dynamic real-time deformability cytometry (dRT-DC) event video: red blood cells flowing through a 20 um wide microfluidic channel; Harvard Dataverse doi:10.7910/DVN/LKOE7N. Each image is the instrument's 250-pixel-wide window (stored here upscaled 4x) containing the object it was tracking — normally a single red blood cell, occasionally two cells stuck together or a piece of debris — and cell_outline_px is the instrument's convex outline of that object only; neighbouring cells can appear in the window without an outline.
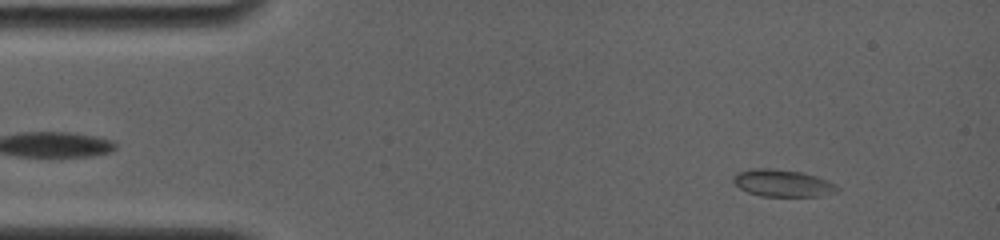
{"species": "common noctule bat (a hibernating species)", "species_latin": "Nyctalus noctula", "temperature_condition": "room temperature", "stored_images_in_passage": 29, "camera_frame_rate_fps": 4000, "um_per_image_px": 0.085, "animal": {"sex": "female", "body_mass_g": 19.0, "forearm_length_mm": 56.7}, "frame": {"image": 1, "passage_image": 2, "time_ms": 0.5, "image_size_px": [1000, 240], "cell_outline_px": [[840, 192], [820, 196], [760, 196], [748, 192], [740, 188], [732, 180], [732, 176], [736, 172], [752, 168], [772, 168], [804, 172], [828, 180], [836, 184], [840, 188]], "centroid_in_image_um": [66.55, 15.56], "position_along_channel_um": 18.4, "area_um2": 16.76}}
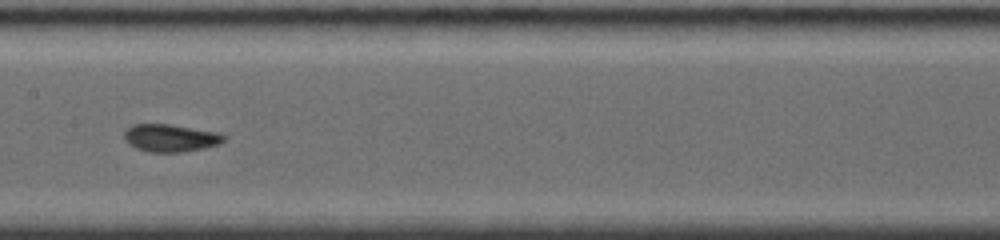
{"frame": {"image": 2, "passage_image": 14, "time_ms": 7.0, "image_size_px": [1000, 240], "cell_outline_px": [[228, 136], [220, 144], [204, 148], [180, 152], [148, 152], [136, 148], [128, 144], [124, 140], [124, 132], [132, 124], [168, 124], [220, 132]], "centroid_in_image_um": [14.51, 11.72], "position_along_channel_um": 192.9, "area_um2": 16.18}}
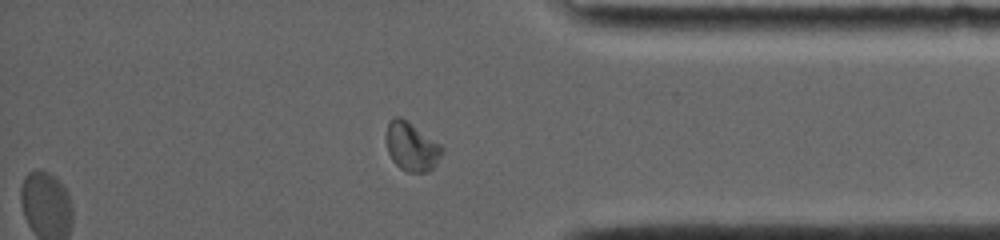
{"frame": {"image": 3, "passage_image": 25, "time_ms": 12.5, "image_size_px": [1000, 240], "cell_outline_px": [[444, 152], [436, 164], [428, 172], [408, 172], [400, 168], [392, 160], [388, 152], [388, 124], [396, 116], [400, 116], [440, 144], [444, 148]], "centroid_in_image_um": [35.03, 12.5], "position_along_channel_um": 400.2, "area_um2": 15.43}, "authors_computed_cell_mechanics": {"area_um2": 15.606, "velocity_mm_per_s": 3.8696, "shape_relaxation_time_tau1_ms": 7.5568, "shape_relaxation_time_tau2_ms": 0.6665, "deformation_change_tau1": 0.1882, "deformation_change_tau2": 0.0415}}